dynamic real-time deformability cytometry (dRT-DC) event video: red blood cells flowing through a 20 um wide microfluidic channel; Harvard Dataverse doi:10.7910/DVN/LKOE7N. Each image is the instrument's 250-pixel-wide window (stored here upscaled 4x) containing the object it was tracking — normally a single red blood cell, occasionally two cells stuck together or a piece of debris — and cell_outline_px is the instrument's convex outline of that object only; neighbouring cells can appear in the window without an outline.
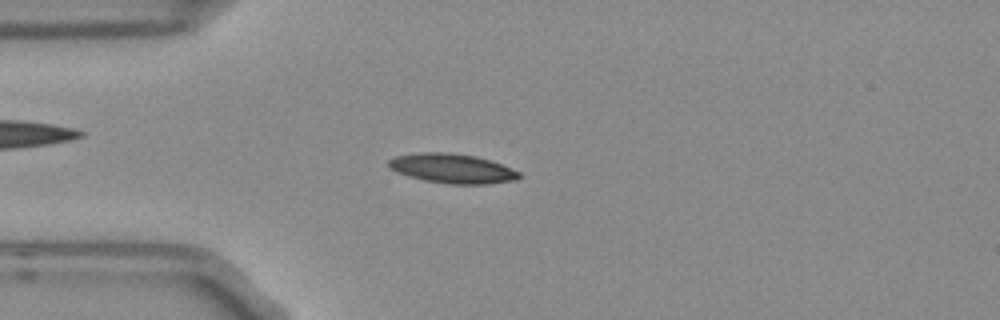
{"species": "Egyptian fruit bat (a non-hibernating species)", "species_latin": "Rousettus aegyptiacus", "temperature_condition": "room temperature", "stored_images_in_passage": 4, "camera_frame_rate_fps": 3000, "um_per_image_px": 0.085, "frame": {"image": 1, "passage_image": 3, "time_ms": 0.667, "image_size_px": [1000, 320], "cell_outline_px": [[524, 176], [516, 180], [488, 184], [448, 184], [424, 180], [408, 176], [396, 172], [388, 168], [388, 160], [396, 156], [420, 152], [448, 152], [476, 156], [500, 164], [520, 172]], "centroid_in_image_um": [38.43, 14.32], "position_along_channel_um": 46.6, "area_um2": 22.54}}